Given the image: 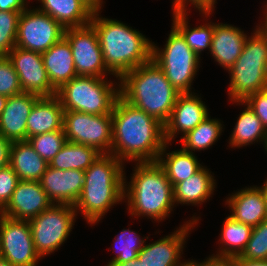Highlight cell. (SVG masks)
<instances>
[{
	"label": "cell",
	"instance_id": "obj_1",
	"mask_svg": "<svg viewBox=\"0 0 267 266\" xmlns=\"http://www.w3.org/2000/svg\"><path fill=\"white\" fill-rule=\"evenodd\" d=\"M164 125L120 96L112 109L111 155L120 161L155 162L165 144Z\"/></svg>",
	"mask_w": 267,
	"mask_h": 266
},
{
	"label": "cell",
	"instance_id": "obj_2",
	"mask_svg": "<svg viewBox=\"0 0 267 266\" xmlns=\"http://www.w3.org/2000/svg\"><path fill=\"white\" fill-rule=\"evenodd\" d=\"M93 13L91 24L98 34L104 65L118 80L152 59V42L142 33L118 20Z\"/></svg>",
	"mask_w": 267,
	"mask_h": 266
},
{
	"label": "cell",
	"instance_id": "obj_3",
	"mask_svg": "<svg viewBox=\"0 0 267 266\" xmlns=\"http://www.w3.org/2000/svg\"><path fill=\"white\" fill-rule=\"evenodd\" d=\"M119 80L117 86L123 100L163 125L168 121L180 93L152 59L127 72Z\"/></svg>",
	"mask_w": 267,
	"mask_h": 266
},
{
	"label": "cell",
	"instance_id": "obj_4",
	"mask_svg": "<svg viewBox=\"0 0 267 266\" xmlns=\"http://www.w3.org/2000/svg\"><path fill=\"white\" fill-rule=\"evenodd\" d=\"M124 163L111 154L101 156L85 170L82 192L74 205L88 224H95L124 200ZM79 210V211H78Z\"/></svg>",
	"mask_w": 267,
	"mask_h": 266
},
{
	"label": "cell",
	"instance_id": "obj_5",
	"mask_svg": "<svg viewBox=\"0 0 267 266\" xmlns=\"http://www.w3.org/2000/svg\"><path fill=\"white\" fill-rule=\"evenodd\" d=\"M130 180L128 184L124 179V201L131 216L165 220L175 203L173 185L163 167L157 161L137 162Z\"/></svg>",
	"mask_w": 267,
	"mask_h": 266
},
{
	"label": "cell",
	"instance_id": "obj_6",
	"mask_svg": "<svg viewBox=\"0 0 267 266\" xmlns=\"http://www.w3.org/2000/svg\"><path fill=\"white\" fill-rule=\"evenodd\" d=\"M246 38L243 50L228 70L231 101H244L248 96L267 89V28L261 23Z\"/></svg>",
	"mask_w": 267,
	"mask_h": 266
},
{
	"label": "cell",
	"instance_id": "obj_7",
	"mask_svg": "<svg viewBox=\"0 0 267 266\" xmlns=\"http://www.w3.org/2000/svg\"><path fill=\"white\" fill-rule=\"evenodd\" d=\"M115 85L117 83L109 82L105 77L76 76L58 89L56 96L64 111L112 114L114 103L120 96L119 87Z\"/></svg>",
	"mask_w": 267,
	"mask_h": 266
},
{
	"label": "cell",
	"instance_id": "obj_8",
	"mask_svg": "<svg viewBox=\"0 0 267 266\" xmlns=\"http://www.w3.org/2000/svg\"><path fill=\"white\" fill-rule=\"evenodd\" d=\"M154 44L152 42V60L164 71L167 80L180 94L192 93L200 57L173 26L163 49Z\"/></svg>",
	"mask_w": 267,
	"mask_h": 266
},
{
	"label": "cell",
	"instance_id": "obj_9",
	"mask_svg": "<svg viewBox=\"0 0 267 266\" xmlns=\"http://www.w3.org/2000/svg\"><path fill=\"white\" fill-rule=\"evenodd\" d=\"M74 206L52 204L29 220L36 252L42 258L51 254L67 240L76 220Z\"/></svg>",
	"mask_w": 267,
	"mask_h": 266
},
{
	"label": "cell",
	"instance_id": "obj_10",
	"mask_svg": "<svg viewBox=\"0 0 267 266\" xmlns=\"http://www.w3.org/2000/svg\"><path fill=\"white\" fill-rule=\"evenodd\" d=\"M63 129L67 141L110 154L112 148V114L92 115L64 111Z\"/></svg>",
	"mask_w": 267,
	"mask_h": 266
},
{
	"label": "cell",
	"instance_id": "obj_11",
	"mask_svg": "<svg viewBox=\"0 0 267 266\" xmlns=\"http://www.w3.org/2000/svg\"><path fill=\"white\" fill-rule=\"evenodd\" d=\"M64 32L50 15L27 7L19 16L15 46L42 54L60 41Z\"/></svg>",
	"mask_w": 267,
	"mask_h": 266
},
{
	"label": "cell",
	"instance_id": "obj_12",
	"mask_svg": "<svg viewBox=\"0 0 267 266\" xmlns=\"http://www.w3.org/2000/svg\"><path fill=\"white\" fill-rule=\"evenodd\" d=\"M64 38L71 47L77 76L103 78L110 74L104 65L98 34L91 23L66 28Z\"/></svg>",
	"mask_w": 267,
	"mask_h": 266
},
{
	"label": "cell",
	"instance_id": "obj_13",
	"mask_svg": "<svg viewBox=\"0 0 267 266\" xmlns=\"http://www.w3.org/2000/svg\"><path fill=\"white\" fill-rule=\"evenodd\" d=\"M0 257L13 266H36L42 259L35 250L29 221L0 214Z\"/></svg>",
	"mask_w": 267,
	"mask_h": 266
},
{
	"label": "cell",
	"instance_id": "obj_14",
	"mask_svg": "<svg viewBox=\"0 0 267 266\" xmlns=\"http://www.w3.org/2000/svg\"><path fill=\"white\" fill-rule=\"evenodd\" d=\"M8 58L18 74L23 92L40 97L56 95L57 91L51 85L41 53L15 46L9 52Z\"/></svg>",
	"mask_w": 267,
	"mask_h": 266
},
{
	"label": "cell",
	"instance_id": "obj_15",
	"mask_svg": "<svg viewBox=\"0 0 267 266\" xmlns=\"http://www.w3.org/2000/svg\"><path fill=\"white\" fill-rule=\"evenodd\" d=\"M189 221V222H188ZM185 224L177 228L172 234L162 237L151 244H144L138 253V259L144 266H186L190 261L181 263V255L189 231L193 230L199 217L193 216ZM192 227V229H191Z\"/></svg>",
	"mask_w": 267,
	"mask_h": 266
},
{
	"label": "cell",
	"instance_id": "obj_16",
	"mask_svg": "<svg viewBox=\"0 0 267 266\" xmlns=\"http://www.w3.org/2000/svg\"><path fill=\"white\" fill-rule=\"evenodd\" d=\"M52 204L40 181L19 180L9 203L0 214L14 220L29 221Z\"/></svg>",
	"mask_w": 267,
	"mask_h": 266
},
{
	"label": "cell",
	"instance_id": "obj_17",
	"mask_svg": "<svg viewBox=\"0 0 267 266\" xmlns=\"http://www.w3.org/2000/svg\"><path fill=\"white\" fill-rule=\"evenodd\" d=\"M207 106L195 93L179 94L168 121L164 124V139L170 143L177 134L185 136L209 117Z\"/></svg>",
	"mask_w": 267,
	"mask_h": 266
},
{
	"label": "cell",
	"instance_id": "obj_18",
	"mask_svg": "<svg viewBox=\"0 0 267 266\" xmlns=\"http://www.w3.org/2000/svg\"><path fill=\"white\" fill-rule=\"evenodd\" d=\"M84 176L82 170H59L48 166L40 183L53 204L74 206L82 192Z\"/></svg>",
	"mask_w": 267,
	"mask_h": 266
},
{
	"label": "cell",
	"instance_id": "obj_19",
	"mask_svg": "<svg viewBox=\"0 0 267 266\" xmlns=\"http://www.w3.org/2000/svg\"><path fill=\"white\" fill-rule=\"evenodd\" d=\"M39 98L26 92L8 97L0 116V135L12 142L27 141V118Z\"/></svg>",
	"mask_w": 267,
	"mask_h": 266
},
{
	"label": "cell",
	"instance_id": "obj_20",
	"mask_svg": "<svg viewBox=\"0 0 267 266\" xmlns=\"http://www.w3.org/2000/svg\"><path fill=\"white\" fill-rule=\"evenodd\" d=\"M227 198L229 216L234 220L254 227L267 219V200L261 187H246Z\"/></svg>",
	"mask_w": 267,
	"mask_h": 266
},
{
	"label": "cell",
	"instance_id": "obj_21",
	"mask_svg": "<svg viewBox=\"0 0 267 266\" xmlns=\"http://www.w3.org/2000/svg\"><path fill=\"white\" fill-rule=\"evenodd\" d=\"M246 38L238 27L214 23L210 52L219 65L229 70L241 55Z\"/></svg>",
	"mask_w": 267,
	"mask_h": 266
},
{
	"label": "cell",
	"instance_id": "obj_22",
	"mask_svg": "<svg viewBox=\"0 0 267 266\" xmlns=\"http://www.w3.org/2000/svg\"><path fill=\"white\" fill-rule=\"evenodd\" d=\"M64 109L60 99L40 97L32 107L27 118V139L43 133L63 129Z\"/></svg>",
	"mask_w": 267,
	"mask_h": 266
},
{
	"label": "cell",
	"instance_id": "obj_23",
	"mask_svg": "<svg viewBox=\"0 0 267 266\" xmlns=\"http://www.w3.org/2000/svg\"><path fill=\"white\" fill-rule=\"evenodd\" d=\"M42 58L51 85L56 91L77 76L72 50L64 37L42 53Z\"/></svg>",
	"mask_w": 267,
	"mask_h": 266
},
{
	"label": "cell",
	"instance_id": "obj_24",
	"mask_svg": "<svg viewBox=\"0 0 267 266\" xmlns=\"http://www.w3.org/2000/svg\"><path fill=\"white\" fill-rule=\"evenodd\" d=\"M19 180L40 181L49 164L28 141H14L10 149V163Z\"/></svg>",
	"mask_w": 267,
	"mask_h": 266
},
{
	"label": "cell",
	"instance_id": "obj_25",
	"mask_svg": "<svg viewBox=\"0 0 267 266\" xmlns=\"http://www.w3.org/2000/svg\"><path fill=\"white\" fill-rule=\"evenodd\" d=\"M215 181L213 174L206 167H202L197 173L173 187L174 203L192 206L203 204L212 197L216 187Z\"/></svg>",
	"mask_w": 267,
	"mask_h": 266
},
{
	"label": "cell",
	"instance_id": "obj_26",
	"mask_svg": "<svg viewBox=\"0 0 267 266\" xmlns=\"http://www.w3.org/2000/svg\"><path fill=\"white\" fill-rule=\"evenodd\" d=\"M38 10L47 13L65 29L81 27L91 22L93 13L80 0H38Z\"/></svg>",
	"mask_w": 267,
	"mask_h": 266
},
{
	"label": "cell",
	"instance_id": "obj_27",
	"mask_svg": "<svg viewBox=\"0 0 267 266\" xmlns=\"http://www.w3.org/2000/svg\"><path fill=\"white\" fill-rule=\"evenodd\" d=\"M168 145L169 143L164 144L157 162L163 167L167 178L174 187L177 183L197 173L203 166L193 152H187L182 148L166 153Z\"/></svg>",
	"mask_w": 267,
	"mask_h": 266
},
{
	"label": "cell",
	"instance_id": "obj_28",
	"mask_svg": "<svg viewBox=\"0 0 267 266\" xmlns=\"http://www.w3.org/2000/svg\"><path fill=\"white\" fill-rule=\"evenodd\" d=\"M239 105L247 106L245 110L240 113L237 119L234 130L232 131L231 137L229 139L230 146L233 147H243L262 141L264 148L267 141V131L263 127L261 120L258 116L246 105L243 101H235Z\"/></svg>",
	"mask_w": 267,
	"mask_h": 266
},
{
	"label": "cell",
	"instance_id": "obj_29",
	"mask_svg": "<svg viewBox=\"0 0 267 266\" xmlns=\"http://www.w3.org/2000/svg\"><path fill=\"white\" fill-rule=\"evenodd\" d=\"M101 153L95 148L67 141L50 161L49 167L59 170H87Z\"/></svg>",
	"mask_w": 267,
	"mask_h": 266
},
{
	"label": "cell",
	"instance_id": "obj_30",
	"mask_svg": "<svg viewBox=\"0 0 267 266\" xmlns=\"http://www.w3.org/2000/svg\"><path fill=\"white\" fill-rule=\"evenodd\" d=\"M252 228L251 225L238 222L231 216L226 217L219 238L223 246L216 255L211 256L219 258L240 256L250 239Z\"/></svg>",
	"mask_w": 267,
	"mask_h": 266
},
{
	"label": "cell",
	"instance_id": "obj_31",
	"mask_svg": "<svg viewBox=\"0 0 267 266\" xmlns=\"http://www.w3.org/2000/svg\"><path fill=\"white\" fill-rule=\"evenodd\" d=\"M188 12H173V27L183 36L187 45L199 57L201 51L209 48L212 42L214 23H205L195 28L188 24Z\"/></svg>",
	"mask_w": 267,
	"mask_h": 266
},
{
	"label": "cell",
	"instance_id": "obj_32",
	"mask_svg": "<svg viewBox=\"0 0 267 266\" xmlns=\"http://www.w3.org/2000/svg\"><path fill=\"white\" fill-rule=\"evenodd\" d=\"M222 125L219 119L207 117L196 128L181 138L182 149L190 153L195 150L204 151V149H208L220 137L223 131Z\"/></svg>",
	"mask_w": 267,
	"mask_h": 266
},
{
	"label": "cell",
	"instance_id": "obj_33",
	"mask_svg": "<svg viewBox=\"0 0 267 266\" xmlns=\"http://www.w3.org/2000/svg\"><path fill=\"white\" fill-rule=\"evenodd\" d=\"M118 235H116L117 237H115L114 241L117 255L115 254V257L109 261L107 266L110 263H125L129 260L136 259L146 242L144 238L141 239L137 235V232L130 229H123Z\"/></svg>",
	"mask_w": 267,
	"mask_h": 266
},
{
	"label": "cell",
	"instance_id": "obj_34",
	"mask_svg": "<svg viewBox=\"0 0 267 266\" xmlns=\"http://www.w3.org/2000/svg\"><path fill=\"white\" fill-rule=\"evenodd\" d=\"M34 150L49 164L67 142L64 130L31 136L27 139Z\"/></svg>",
	"mask_w": 267,
	"mask_h": 266
},
{
	"label": "cell",
	"instance_id": "obj_35",
	"mask_svg": "<svg viewBox=\"0 0 267 266\" xmlns=\"http://www.w3.org/2000/svg\"><path fill=\"white\" fill-rule=\"evenodd\" d=\"M20 14L17 11H0V57H8L15 47Z\"/></svg>",
	"mask_w": 267,
	"mask_h": 266
},
{
	"label": "cell",
	"instance_id": "obj_36",
	"mask_svg": "<svg viewBox=\"0 0 267 266\" xmlns=\"http://www.w3.org/2000/svg\"><path fill=\"white\" fill-rule=\"evenodd\" d=\"M242 259L267 260V219L252 228Z\"/></svg>",
	"mask_w": 267,
	"mask_h": 266
},
{
	"label": "cell",
	"instance_id": "obj_37",
	"mask_svg": "<svg viewBox=\"0 0 267 266\" xmlns=\"http://www.w3.org/2000/svg\"><path fill=\"white\" fill-rule=\"evenodd\" d=\"M23 93L18 74L8 57H0V95L11 97Z\"/></svg>",
	"mask_w": 267,
	"mask_h": 266
},
{
	"label": "cell",
	"instance_id": "obj_38",
	"mask_svg": "<svg viewBox=\"0 0 267 266\" xmlns=\"http://www.w3.org/2000/svg\"><path fill=\"white\" fill-rule=\"evenodd\" d=\"M19 178L10 165L0 169V212L9 203Z\"/></svg>",
	"mask_w": 267,
	"mask_h": 266
},
{
	"label": "cell",
	"instance_id": "obj_39",
	"mask_svg": "<svg viewBox=\"0 0 267 266\" xmlns=\"http://www.w3.org/2000/svg\"><path fill=\"white\" fill-rule=\"evenodd\" d=\"M243 102L258 116L267 131V89L248 96Z\"/></svg>",
	"mask_w": 267,
	"mask_h": 266
},
{
	"label": "cell",
	"instance_id": "obj_40",
	"mask_svg": "<svg viewBox=\"0 0 267 266\" xmlns=\"http://www.w3.org/2000/svg\"><path fill=\"white\" fill-rule=\"evenodd\" d=\"M189 2L194 5L195 9L197 8L199 13L201 12L208 18L215 8L216 0H179V12H186Z\"/></svg>",
	"mask_w": 267,
	"mask_h": 266
},
{
	"label": "cell",
	"instance_id": "obj_41",
	"mask_svg": "<svg viewBox=\"0 0 267 266\" xmlns=\"http://www.w3.org/2000/svg\"><path fill=\"white\" fill-rule=\"evenodd\" d=\"M198 266H238L237 257L234 258H219L209 256L206 261L198 262L194 261Z\"/></svg>",
	"mask_w": 267,
	"mask_h": 266
},
{
	"label": "cell",
	"instance_id": "obj_42",
	"mask_svg": "<svg viewBox=\"0 0 267 266\" xmlns=\"http://www.w3.org/2000/svg\"><path fill=\"white\" fill-rule=\"evenodd\" d=\"M12 141L0 135V169L9 165L10 163V149Z\"/></svg>",
	"mask_w": 267,
	"mask_h": 266
},
{
	"label": "cell",
	"instance_id": "obj_43",
	"mask_svg": "<svg viewBox=\"0 0 267 266\" xmlns=\"http://www.w3.org/2000/svg\"><path fill=\"white\" fill-rule=\"evenodd\" d=\"M27 5V0H0V11L22 12Z\"/></svg>",
	"mask_w": 267,
	"mask_h": 266
},
{
	"label": "cell",
	"instance_id": "obj_44",
	"mask_svg": "<svg viewBox=\"0 0 267 266\" xmlns=\"http://www.w3.org/2000/svg\"><path fill=\"white\" fill-rule=\"evenodd\" d=\"M238 266H267V260H248L237 256Z\"/></svg>",
	"mask_w": 267,
	"mask_h": 266
},
{
	"label": "cell",
	"instance_id": "obj_45",
	"mask_svg": "<svg viewBox=\"0 0 267 266\" xmlns=\"http://www.w3.org/2000/svg\"><path fill=\"white\" fill-rule=\"evenodd\" d=\"M92 13L99 12L102 8L103 0H80Z\"/></svg>",
	"mask_w": 267,
	"mask_h": 266
},
{
	"label": "cell",
	"instance_id": "obj_46",
	"mask_svg": "<svg viewBox=\"0 0 267 266\" xmlns=\"http://www.w3.org/2000/svg\"><path fill=\"white\" fill-rule=\"evenodd\" d=\"M108 266H144L143 263L138 259H132L125 263H110Z\"/></svg>",
	"mask_w": 267,
	"mask_h": 266
},
{
	"label": "cell",
	"instance_id": "obj_47",
	"mask_svg": "<svg viewBox=\"0 0 267 266\" xmlns=\"http://www.w3.org/2000/svg\"><path fill=\"white\" fill-rule=\"evenodd\" d=\"M7 99H8V97L0 95V116H1V113L3 112V110L5 108Z\"/></svg>",
	"mask_w": 267,
	"mask_h": 266
},
{
	"label": "cell",
	"instance_id": "obj_48",
	"mask_svg": "<svg viewBox=\"0 0 267 266\" xmlns=\"http://www.w3.org/2000/svg\"><path fill=\"white\" fill-rule=\"evenodd\" d=\"M172 4H173V6H172V8H173V12H179V0H173V2H172Z\"/></svg>",
	"mask_w": 267,
	"mask_h": 266
},
{
	"label": "cell",
	"instance_id": "obj_49",
	"mask_svg": "<svg viewBox=\"0 0 267 266\" xmlns=\"http://www.w3.org/2000/svg\"><path fill=\"white\" fill-rule=\"evenodd\" d=\"M0 266H13L9 261L0 257Z\"/></svg>",
	"mask_w": 267,
	"mask_h": 266
},
{
	"label": "cell",
	"instance_id": "obj_50",
	"mask_svg": "<svg viewBox=\"0 0 267 266\" xmlns=\"http://www.w3.org/2000/svg\"><path fill=\"white\" fill-rule=\"evenodd\" d=\"M264 11H265V12H264V16H265V18H263L264 21H263L262 24H263L264 26H267V3H266V6H265V8H264Z\"/></svg>",
	"mask_w": 267,
	"mask_h": 266
},
{
	"label": "cell",
	"instance_id": "obj_51",
	"mask_svg": "<svg viewBox=\"0 0 267 266\" xmlns=\"http://www.w3.org/2000/svg\"><path fill=\"white\" fill-rule=\"evenodd\" d=\"M261 188L263 189L267 200V179L265 180V183L263 184V186H261Z\"/></svg>",
	"mask_w": 267,
	"mask_h": 266
},
{
	"label": "cell",
	"instance_id": "obj_52",
	"mask_svg": "<svg viewBox=\"0 0 267 266\" xmlns=\"http://www.w3.org/2000/svg\"><path fill=\"white\" fill-rule=\"evenodd\" d=\"M186 266H198L194 260H190V262Z\"/></svg>",
	"mask_w": 267,
	"mask_h": 266
}]
</instances>
